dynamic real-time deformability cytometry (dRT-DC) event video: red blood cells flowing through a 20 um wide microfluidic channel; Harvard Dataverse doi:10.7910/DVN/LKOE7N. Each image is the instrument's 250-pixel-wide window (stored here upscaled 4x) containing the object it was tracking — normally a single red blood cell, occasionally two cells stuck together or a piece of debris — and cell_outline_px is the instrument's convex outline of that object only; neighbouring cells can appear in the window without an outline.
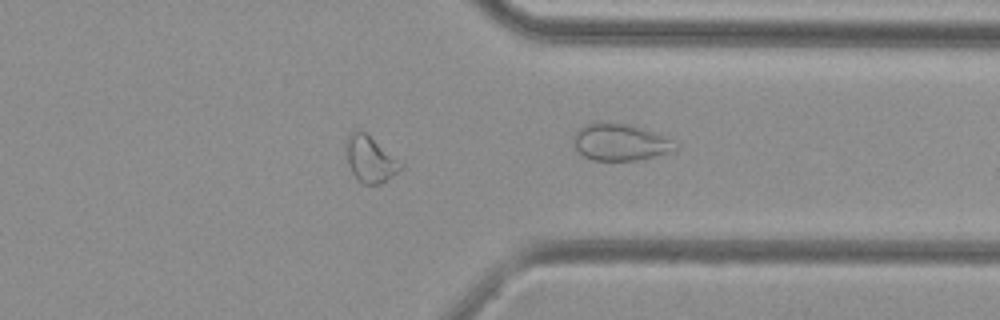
{"species": "common noctule bat (a hibernating species)", "species_latin": "Nyctalus noctula", "temperature_condition": "cold", "stored_images_in_passage": 35, "segment_of_instrument_passage": [1, 2], "camera_frame_rate_fps": 3000, "um_per_image_px": 0.085, "animal": {"sex": "female", "body_mass_g": 29.2, "forearm_length_mm": 56.3}, "frame": {"image": 1, "passage_image": 23, "time_ms": 7.333, "image_size_px": [1000, 320], "cell_outline_px": [[404, 168], [380, 184], [364, 184], [352, 172], [348, 164], [344, 144], [348, 136], [352, 132], [364, 132], [404, 164]], "centroid_in_image_um": [31.47, 13.55], "position_along_channel_um": 379.9, "area_um2": 14.39}}
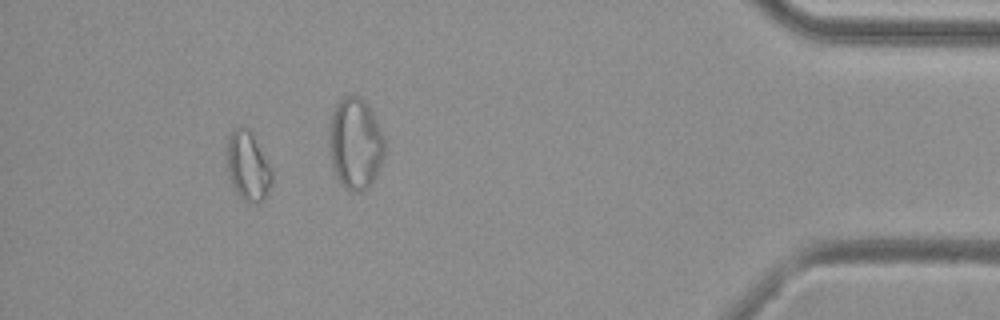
{"frame": {"image": 2, "passage_image": 30, "time_ms": 9.667, "image_size_px": [1000, 320], "cell_outline_px": [[272, 184], [268, 192], [260, 200], [244, 200], [236, 192], [228, 176], [228, 136], [236, 128], [248, 128], [272, 168]], "centroid_in_image_um": [21.08, 14.11], "position_along_channel_um": 414.1, "area_um2": 17.46}}